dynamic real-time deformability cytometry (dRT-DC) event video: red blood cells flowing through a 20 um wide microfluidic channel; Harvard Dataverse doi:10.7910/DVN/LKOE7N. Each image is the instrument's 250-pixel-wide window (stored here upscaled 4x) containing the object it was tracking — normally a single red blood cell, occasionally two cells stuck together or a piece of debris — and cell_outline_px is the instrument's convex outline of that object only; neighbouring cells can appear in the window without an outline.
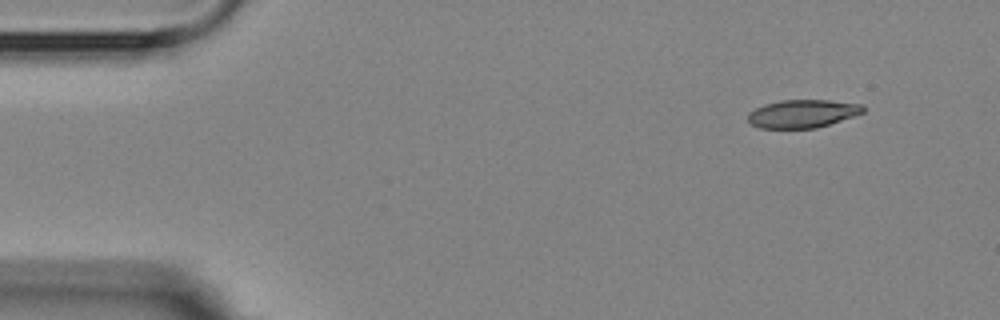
{"species": "Egyptian fruit bat (a non-hibernating species)", "species_latin": "Rousettus aegyptiacus", "temperature_condition": "room temperature", "stored_images_in_passage": 9, "camera_frame_rate_fps": 3000, "um_per_image_px": 0.085, "animal": {"sex": "female"}, "frame": {"image": 1, "passage_image": 1, "time_ms": 0.0, "image_size_px": [1000, 320], "cell_outline_px": [[864, 112], [816, 128], [760, 128], [752, 124], [748, 120], [748, 112], [764, 104], [780, 100], [828, 100], [864, 104]], "centroid_in_image_um": [68.2, 9.65], "position_along_channel_um": 16.8, "area_um2": 18.73}}
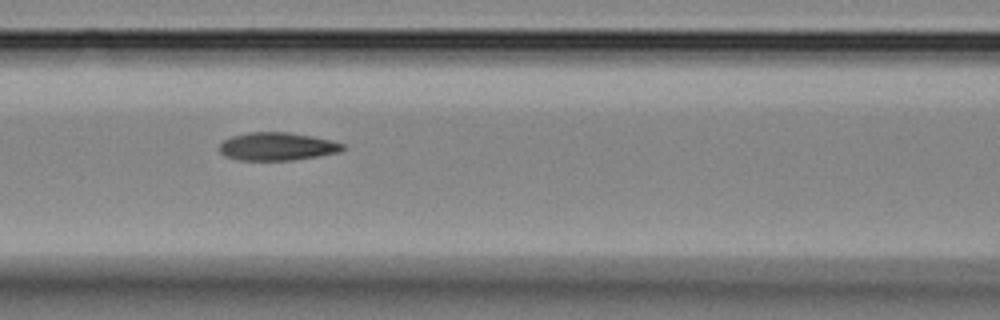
{"frame": {"image": 2, "passage_image": 6, "time_ms": 6.0, "image_size_px": [1000, 320], "cell_outline_px": [[344, 148], [340, 152], [320, 156], [292, 160], [240, 160], [224, 156], [220, 152], [220, 144], [224, 140], [232, 136], [248, 132], [288, 132], [312, 136], [344, 144]], "centroid_in_image_um": [23.55, 12.45], "position_along_channel_um": 143.1, "area_um2": 20.06}}
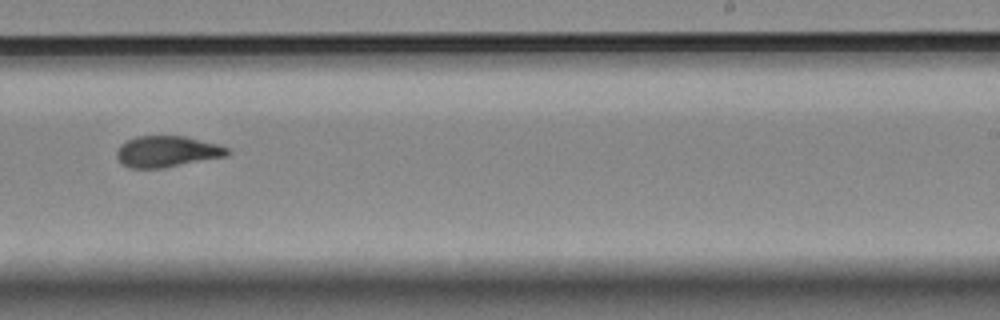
{"frame": {"image": 3, "passage_image": 9, "time_ms": 9.667, "image_size_px": [1000, 320], "cell_outline_px": [[232, 152], [228, 156], [164, 168], [128, 168], [116, 156], [116, 152], [120, 144], [136, 136], [184, 136], [216, 144], [228, 148]], "centroid_in_image_um": [14.21, 12.89], "position_along_channel_um": 274.8, "area_um2": 20.11}}